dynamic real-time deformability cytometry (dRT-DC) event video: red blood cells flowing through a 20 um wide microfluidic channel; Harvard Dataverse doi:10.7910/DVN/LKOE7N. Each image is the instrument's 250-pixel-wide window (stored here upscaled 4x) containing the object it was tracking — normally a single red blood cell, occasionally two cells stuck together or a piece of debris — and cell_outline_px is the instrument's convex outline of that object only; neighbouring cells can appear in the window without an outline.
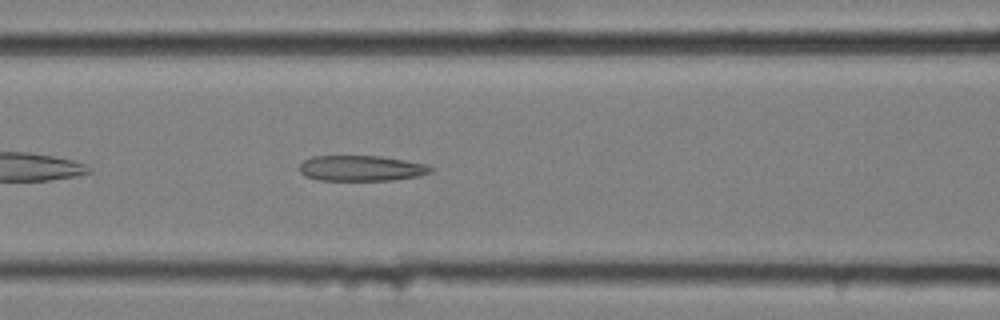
{"species": "common noctule bat (a hibernating species)", "species_latin": "Nyctalus noctula", "temperature_condition": "cold", "stored_images_in_passage": 43, "camera_frame_rate_fps": 3000, "um_per_image_px": 0.085, "animal": {"sex": "female", "body_mass_g": 25.1}, "frame": {"image": 1, "passage_image": 10, "time_ms": 3.0, "image_size_px": [1000, 320], "cell_outline_px": [[436, 168], [432, 172], [420, 176], [392, 180], [316, 180], [304, 176], [300, 172], [300, 164], [304, 160], [312, 156], [380, 156], [404, 160], [424, 164]], "centroid_in_image_um": [30.71, 14.31], "position_along_channel_um": 135.9, "area_um2": 19.65}}
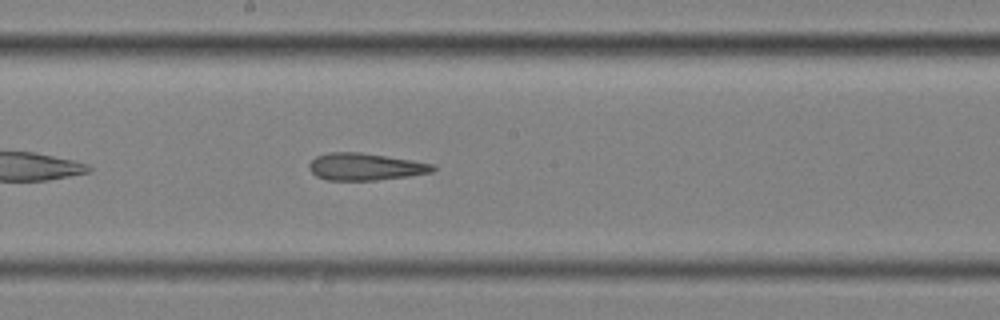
{"frame": {"image": 2, "passage_image": 17, "time_ms": 5.333, "image_size_px": [1000, 320], "cell_outline_px": [[436, 168], [432, 172], [408, 176], [376, 180], [328, 180], [316, 176], [308, 168], [308, 164], [316, 156], [328, 152], [360, 152], [412, 160], [436, 164]], "centroid_in_image_um": [31.05, 14.17], "position_along_channel_um": 217.2, "area_um2": 19.59}}
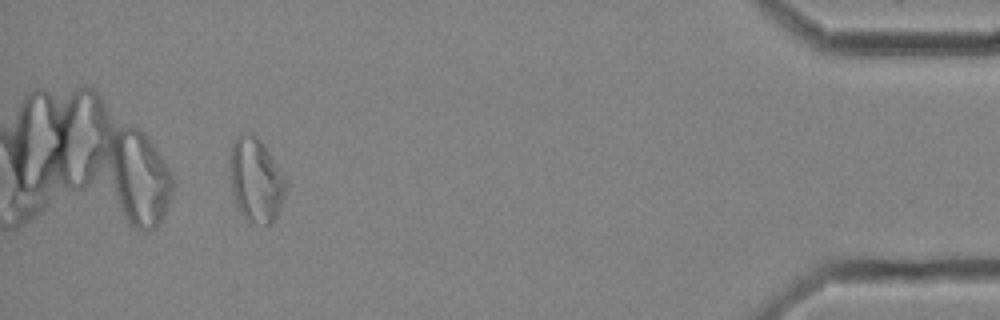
{"frame": {"image": 3, "passage_image": 39, "time_ms": 12.667, "image_size_px": [1000, 320], "cell_outline_px": [[288, 188], [276, 216], [268, 224], [256, 224], [248, 220], [240, 212], [236, 204], [232, 192], [228, 156], [232, 144], [240, 136], [252, 136], [260, 140], [288, 180]], "centroid_in_image_um": [21.76, 15.34], "position_along_channel_um": 413.4, "area_um2": 27.17}, "authors_computed_cell_mechanics": {"area_um2": 20.6346, "velocity_mm_per_s": 3.4918, "shape_relaxation_time_tau1_ms": null, "shape_relaxation_time_tau2_ms": 2.043, "deformation_change_tau1": null, "deformation_change_tau2": 0.1266}}